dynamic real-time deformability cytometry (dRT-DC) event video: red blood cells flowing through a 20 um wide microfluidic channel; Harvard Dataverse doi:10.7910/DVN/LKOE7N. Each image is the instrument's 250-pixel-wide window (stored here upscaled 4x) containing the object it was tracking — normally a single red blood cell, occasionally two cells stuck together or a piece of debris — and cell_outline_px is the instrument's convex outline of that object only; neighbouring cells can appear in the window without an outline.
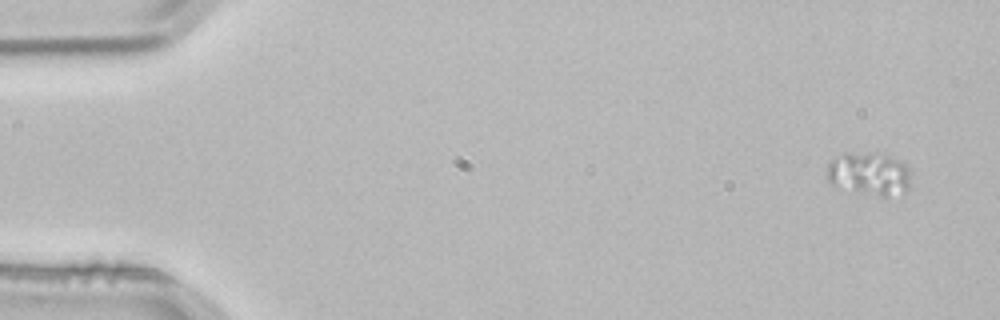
{"species": "common noctule bat (a hibernating species)", "species_latin": "Nyctalus noctula", "temperature_condition": "room temperature", "stored_images_in_passage": 4, "camera_frame_rate_fps": 3000, "um_per_image_px": 0.085, "animal": {"sex": "male", "body_mass_g": 21.5, "forearm_length_mm": 52.0}, "frame": {"image": 1, "passage_image": 1, "time_ms": 0.0, "image_size_px": [1000, 320], "cell_outline_px": [[908, 188], [904, 192], [884, 196], [880, 196], [832, 184], [828, 180], [828, 164], [832, 160], [844, 152], [848, 152], [892, 156], [904, 164], [908, 168]], "centroid_in_image_um": [73.87, 14.75], "position_along_channel_um": 11.1, "area_um2": 20.11}}
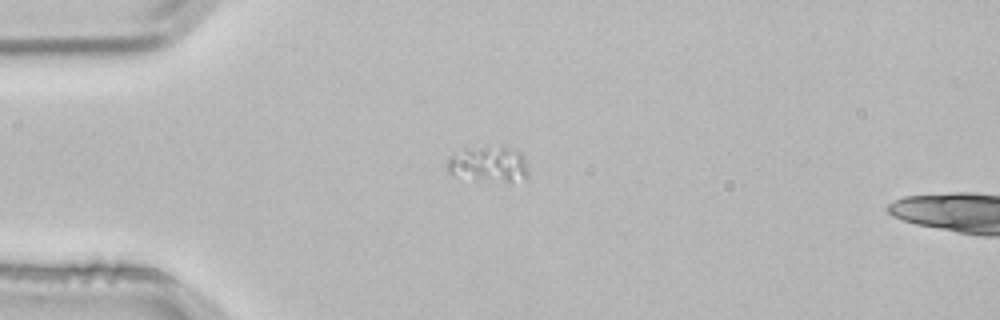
{"frame": {"image": 2, "passage_image": 3, "time_ms": 0.667, "image_size_px": [1000, 320], "cell_outline_px": [[528, 176], [508, 184], [476, 180], [452, 176], [448, 172], [448, 156], [452, 152], [464, 148], [500, 144], [520, 152], [524, 156], [528, 172]], "centroid_in_image_um": [41.51, 13.95], "position_along_channel_um": 43.5, "area_um2": 17.98}}